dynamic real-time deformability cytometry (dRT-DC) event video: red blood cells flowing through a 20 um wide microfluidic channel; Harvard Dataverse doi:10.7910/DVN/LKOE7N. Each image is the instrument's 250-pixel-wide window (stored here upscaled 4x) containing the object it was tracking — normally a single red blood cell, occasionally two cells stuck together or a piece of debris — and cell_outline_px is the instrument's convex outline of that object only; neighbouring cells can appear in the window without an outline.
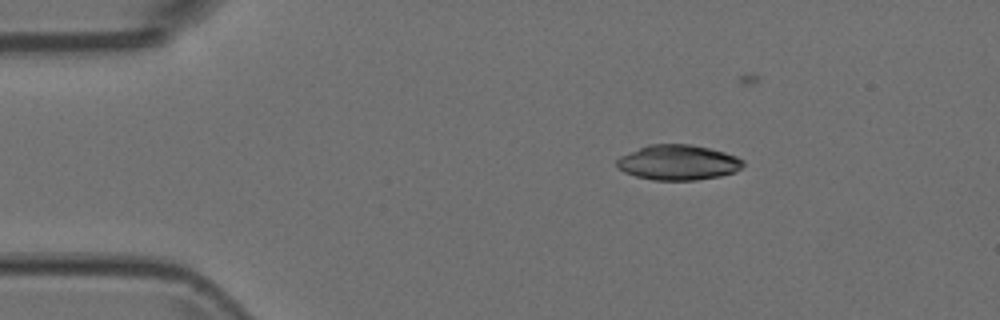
{"species": "Egyptian fruit bat (a non-hibernating species)", "species_latin": "Rousettus aegyptiacus", "temperature_condition": "room temperature", "stored_images_in_passage": 5, "camera_frame_rate_fps": 3000, "um_per_image_px": 0.085, "animal": {"sex": "female"}, "frame": {"image": 1, "passage_image": 1, "time_ms": 0.0, "image_size_px": [1000, 320], "cell_outline_px": [[744, 164], [736, 172], [720, 176], [696, 180], [652, 180], [636, 176], [624, 172], [616, 164], [616, 160], [620, 156], [648, 144], [692, 144], [724, 152], [736, 156], [744, 160]], "centroid_in_image_um": [57.65, 13.81], "position_along_channel_um": 27.4, "area_um2": 25.89}}
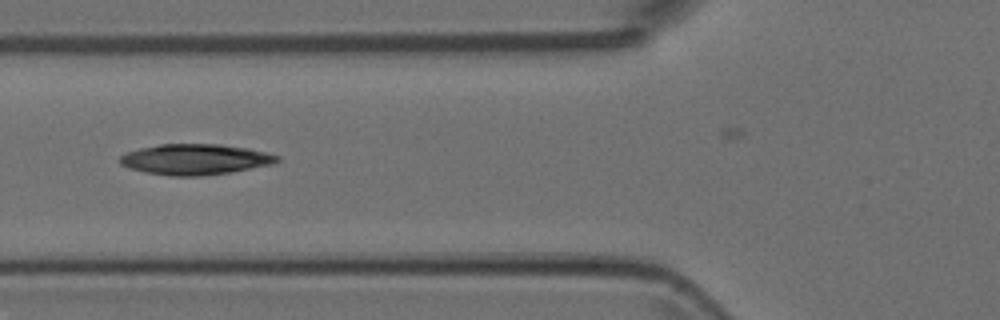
{"frame": {"image": 2, "passage_image": 4, "time_ms": 1.0, "image_size_px": [1000, 320], "cell_outline_px": [[280, 160], [272, 164], [232, 172], [200, 176], [172, 176], [144, 172], [120, 164], [120, 156], [128, 152], [140, 148], [160, 144], [220, 144], [248, 148], [280, 156]], "centroid_in_image_um": [16.61, 13.54], "position_along_channel_um": 109.2, "area_um2": 27.98}}
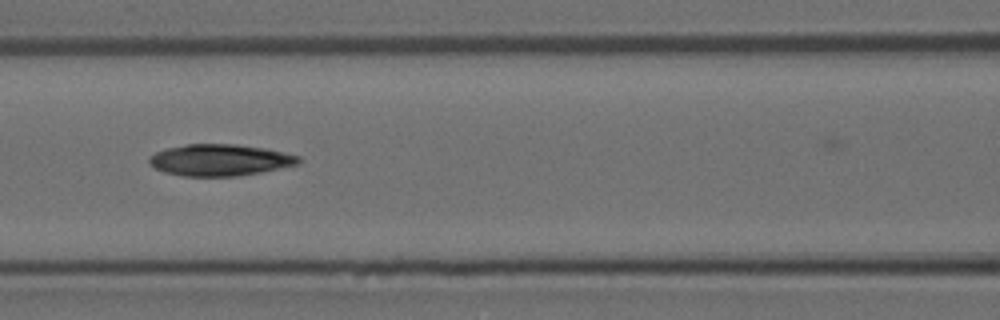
{"frame": {"image": 3, "passage_image": 5, "time_ms": 1.333, "image_size_px": [1000, 320], "cell_outline_px": [[300, 164], [260, 172], [236, 176], [184, 176], [164, 172], [148, 164], [148, 160], [156, 152], [168, 148], [188, 144], [236, 144], [268, 148], [300, 156]], "centroid_in_image_um": [18.73, 13.6], "position_along_channel_um": 147.9, "area_um2": 27.46}}